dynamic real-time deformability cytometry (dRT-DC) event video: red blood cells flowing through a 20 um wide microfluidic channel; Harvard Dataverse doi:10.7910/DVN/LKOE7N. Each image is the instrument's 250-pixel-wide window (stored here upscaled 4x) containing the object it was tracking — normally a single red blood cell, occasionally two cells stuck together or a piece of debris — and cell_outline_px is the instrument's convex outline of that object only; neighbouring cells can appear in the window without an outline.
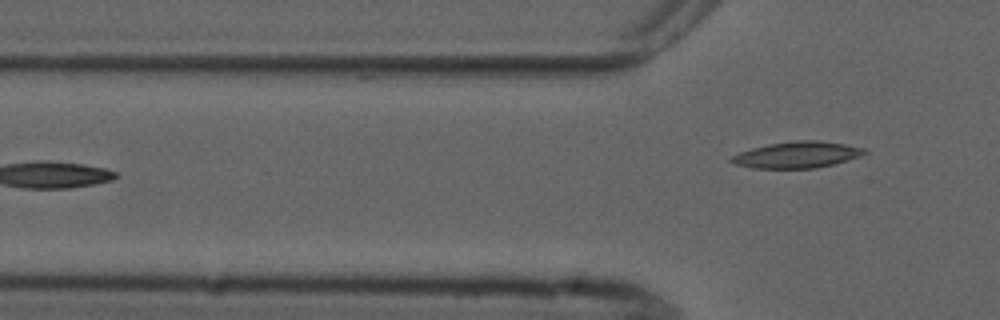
{"species": "common noctule bat (a hibernating species)", "species_latin": "Nyctalus noctula", "temperature_condition": "cold", "stored_images_in_passage": 5, "camera_frame_rate_fps": 3000, "um_per_image_px": 0.085, "animal": {"sex": "male", "forearm_length_mm": 52.5}, "frame": {"image": 1, "passage_image": 5, "time_ms": 4.667, "image_size_px": [1000, 320], "cell_outline_px": [[868, 152], [860, 156], [832, 164], [816, 168], [752, 168], [736, 164], [728, 160], [732, 156], [740, 152], [752, 148], [768, 144], [796, 140], [820, 140], [844, 144], [864, 148]], "centroid_in_image_um": [67.74, 13.15], "position_along_channel_um": 58.1, "area_um2": 20.29}}